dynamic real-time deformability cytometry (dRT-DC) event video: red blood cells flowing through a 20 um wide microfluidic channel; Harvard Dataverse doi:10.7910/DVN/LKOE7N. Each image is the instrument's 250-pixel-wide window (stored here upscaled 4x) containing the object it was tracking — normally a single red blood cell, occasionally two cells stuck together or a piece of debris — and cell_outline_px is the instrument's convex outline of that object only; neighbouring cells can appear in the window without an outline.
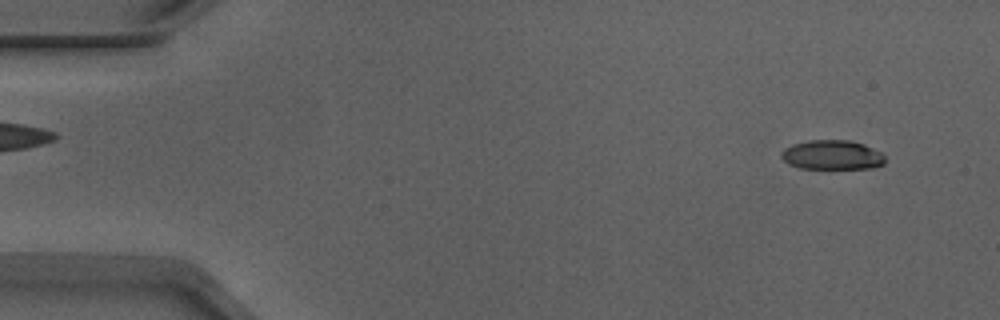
{"species": "Egyptian fruit bat (a non-hibernating species)", "species_latin": "Rousettus aegyptiacus", "temperature_condition": "warm", "stored_images_in_passage": 54, "camera_frame_rate_fps": 3000, "um_per_image_px": 0.085, "animal": {"sex": "male"}, "frame": {"image": 1, "passage_image": 5, "time_ms": 1.333, "image_size_px": [1000, 320], "cell_outline_px": [[884, 164], [868, 168], [800, 168], [788, 164], [780, 156], [780, 152], [784, 148], [792, 144], [808, 140], [848, 140], [864, 144], [880, 152], [884, 156]], "centroid_in_image_um": [70.68, 13.16], "position_along_channel_um": 14.3, "area_um2": 17.74}}
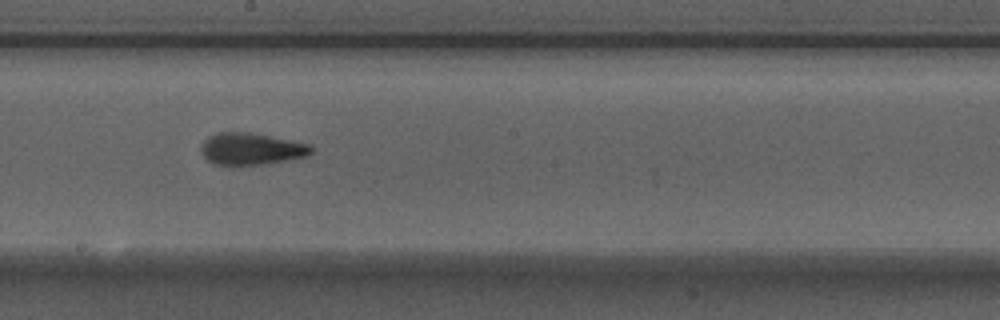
{"frame": {"image": 2, "passage_image": 30, "time_ms": 9.667, "image_size_px": [1000, 320], "cell_outline_px": [[312, 152], [308, 156], [264, 164], [232, 168], [212, 164], [204, 156], [200, 148], [204, 140], [208, 136], [216, 132], [248, 132], [308, 144], [312, 148]], "centroid_in_image_um": [21.27, 12.7], "position_along_channel_um": 226.9, "area_um2": 20.87}}
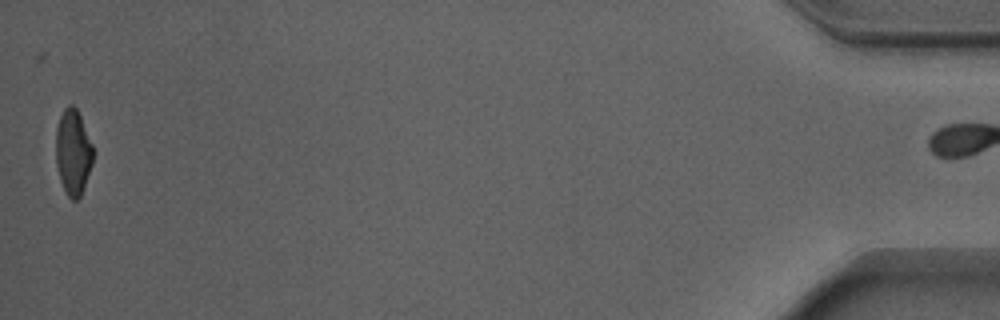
{"frame": {"image": 3, "passage_image": 53, "time_ms": 17.333, "image_size_px": [1000, 320], "cell_outline_px": [[92, 164], [80, 196], [76, 200], [72, 200], [68, 196], [60, 180], [56, 164], [56, 128], [60, 116], [64, 108], [68, 104], [72, 104], [76, 108], [80, 116], [92, 144]], "centroid_in_image_um": [6.19, 12.91], "position_along_channel_um": 429.0, "area_um2": 18.26}, "authors_computed_cell_mechanics": {"area_um2": 19.5653, "velocity_mm_per_s": 3.9234, "shape_relaxation_time_tau1_ms": 9.4347, "shape_relaxation_time_tau2_ms": 1.916, "deformation_change_tau1": 0.2428, "deformation_change_tau2": 0.1008}}